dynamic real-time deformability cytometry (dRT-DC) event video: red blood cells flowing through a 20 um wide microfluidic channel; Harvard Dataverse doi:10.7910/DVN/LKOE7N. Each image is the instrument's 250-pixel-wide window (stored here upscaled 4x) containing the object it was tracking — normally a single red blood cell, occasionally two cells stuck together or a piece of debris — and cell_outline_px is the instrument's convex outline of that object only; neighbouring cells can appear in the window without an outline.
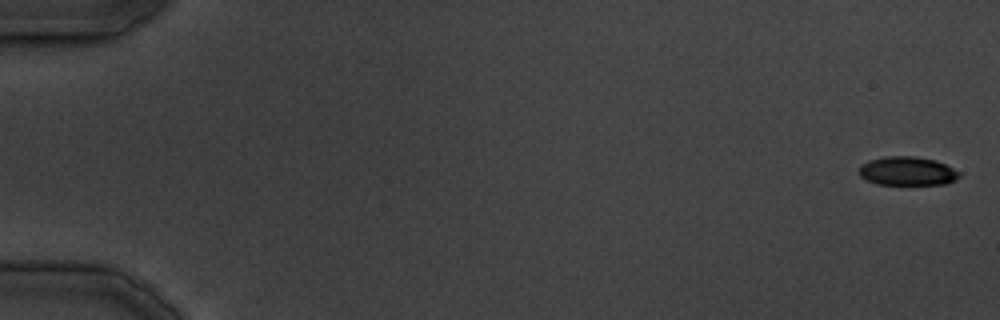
{"species": "common noctule bat (a hibernating species)", "species_latin": "Nyctalus noctula", "temperature_condition": "cold", "stored_images_in_passage": 30, "camera_frame_rate_fps": 3000, "um_per_image_px": 0.085, "animal": {"sex": "male", "body_mass_g": 19.5, "forearm_length_mm": 54.6}, "frame": {"image": 1, "passage_image": 1, "time_ms": 0.0, "image_size_px": [1000, 320], "cell_outline_px": [[960, 176], [956, 180], [948, 184], [876, 184], [860, 176], [860, 164], [868, 160], [884, 156], [916, 156], [936, 160], [960, 172]], "centroid_in_image_um": [77.13, 14.53], "position_along_channel_um": 7.9, "area_um2": 16.88}}